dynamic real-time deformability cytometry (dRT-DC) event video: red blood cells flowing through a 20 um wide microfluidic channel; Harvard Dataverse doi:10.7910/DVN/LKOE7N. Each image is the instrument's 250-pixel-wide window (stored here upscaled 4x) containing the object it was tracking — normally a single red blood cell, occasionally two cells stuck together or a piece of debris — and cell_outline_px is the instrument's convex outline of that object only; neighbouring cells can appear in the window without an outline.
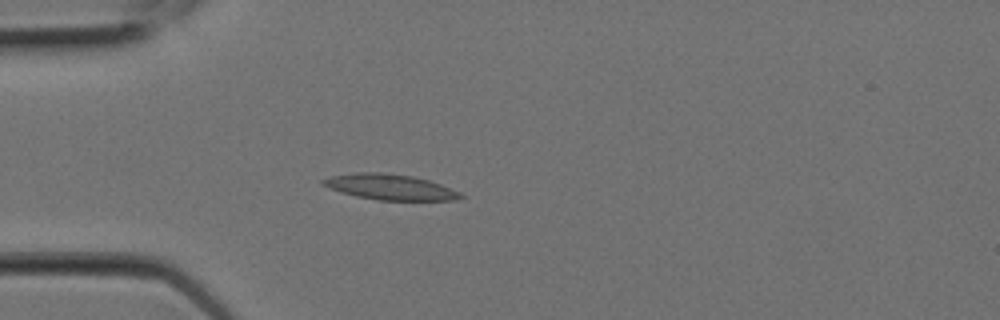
{"species": "Egyptian fruit bat (a non-hibernating species)", "species_latin": "Rousettus aegyptiacus", "temperature_condition": "room temperature", "stored_images_in_passage": 8, "camera_frame_rate_fps": 3000, "um_per_image_px": 0.085, "animal": {"sex": "female"}, "frame": {"image": 1, "passage_image": 5, "time_ms": 1.333, "image_size_px": [1000, 320], "cell_outline_px": [[464, 196], [456, 200], [380, 200], [356, 196], [340, 192], [320, 184], [320, 180], [332, 176], [356, 172], [384, 172], [412, 176], [428, 180], [440, 184], [460, 192]], "centroid_in_image_um": [33.13, 15.89], "position_along_channel_um": 51.9, "area_um2": 20.46}}
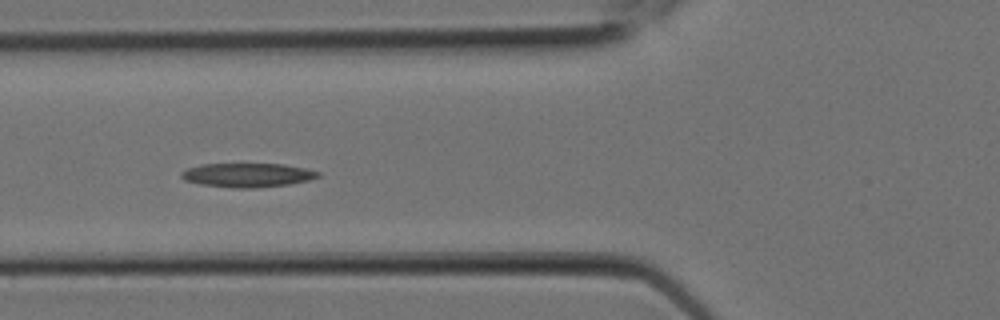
{"frame": {"image": 2, "passage_image": 7, "time_ms": 2.0, "image_size_px": [1000, 320], "cell_outline_px": [[320, 176], [308, 180], [288, 184], [256, 188], [232, 188], [200, 184], [184, 180], [180, 176], [180, 172], [188, 168], [200, 164], [284, 164], [304, 168], [320, 172]], "centroid_in_image_um": [21.0, 14.88], "position_along_channel_um": 104.8, "area_um2": 19.13}}
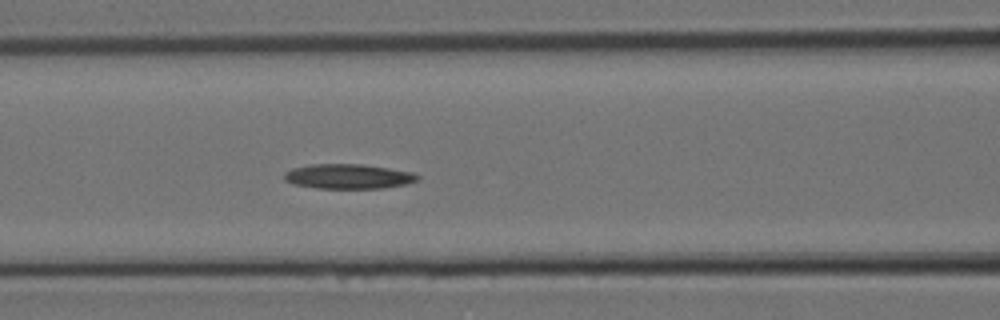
{"frame": {"image": 3, "passage_image": 8, "time_ms": 2.333, "image_size_px": [1000, 320], "cell_outline_px": [[420, 176], [416, 180], [408, 184], [384, 188], [316, 188], [292, 184], [284, 180], [284, 172], [292, 168], [312, 164], [364, 164], [412, 172]], "centroid_in_image_um": [29.58, 14.99], "position_along_channel_um": 137.0, "area_um2": 19.31}}